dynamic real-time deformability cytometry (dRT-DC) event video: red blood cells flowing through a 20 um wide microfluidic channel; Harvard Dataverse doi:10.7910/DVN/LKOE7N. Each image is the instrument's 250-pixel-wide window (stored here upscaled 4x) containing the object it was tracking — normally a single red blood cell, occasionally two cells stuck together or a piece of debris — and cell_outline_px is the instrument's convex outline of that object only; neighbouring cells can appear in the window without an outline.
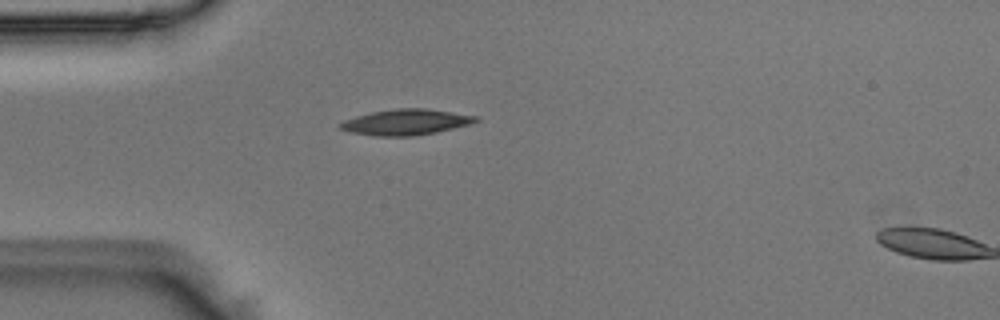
{"species": "Egyptian fruit bat (a non-hibernating species)", "species_latin": "Rousettus aegyptiacus", "temperature_condition": "room temperature", "stored_images_in_passage": 2, "camera_frame_rate_fps": 3000, "um_per_image_px": 0.085, "animal": {"sex": "male"}, "frame": {"image": 1, "passage_image": 1, "time_ms": 0.0, "image_size_px": [1000, 320], "cell_outline_px": [[480, 120], [468, 124], [436, 132], [412, 136], [372, 136], [352, 132], [340, 128], [340, 124], [344, 120], [356, 116], [372, 112], [396, 108], [424, 108], [480, 116]], "centroid_in_image_um": [34.52, 10.37], "position_along_channel_um": 50.5, "area_um2": 20.17}}